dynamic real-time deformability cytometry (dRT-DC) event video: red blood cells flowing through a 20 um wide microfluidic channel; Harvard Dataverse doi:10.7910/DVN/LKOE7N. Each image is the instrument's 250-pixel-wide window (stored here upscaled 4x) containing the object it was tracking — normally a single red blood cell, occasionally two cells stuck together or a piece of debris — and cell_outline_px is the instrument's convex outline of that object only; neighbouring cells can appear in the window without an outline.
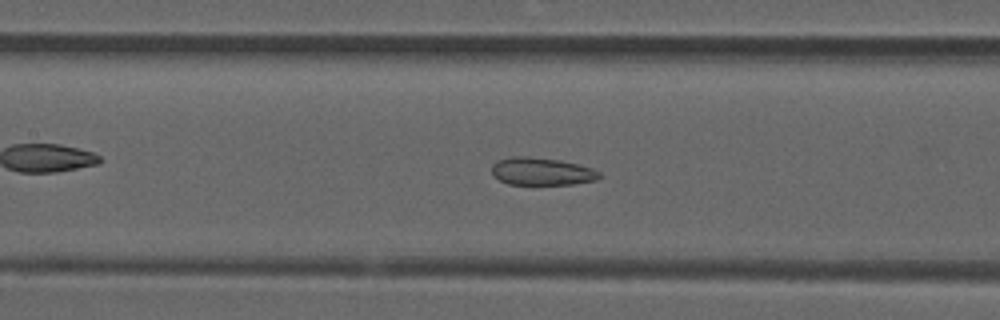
{"species": "common noctule bat (a hibernating species)", "species_latin": "Nyctalus noctula", "temperature_condition": "room temperature", "stored_images_in_passage": 40, "camera_frame_rate_fps": 3000, "um_per_image_px": 0.085, "animal": {"sex": "male", "forearm_length_mm": 52.5}, "frame": {"image": 1, "passage_image": 11, "time_ms": 3.333, "image_size_px": [1000, 320], "cell_outline_px": [[604, 176], [596, 180], [572, 184], [508, 184], [492, 176], [492, 164], [496, 160], [512, 156], [524, 156], [560, 160], [592, 168], [600, 172]], "centroid_in_image_um": [46.03, 14.57], "position_along_channel_um": 161.4, "area_um2": 17.4}}
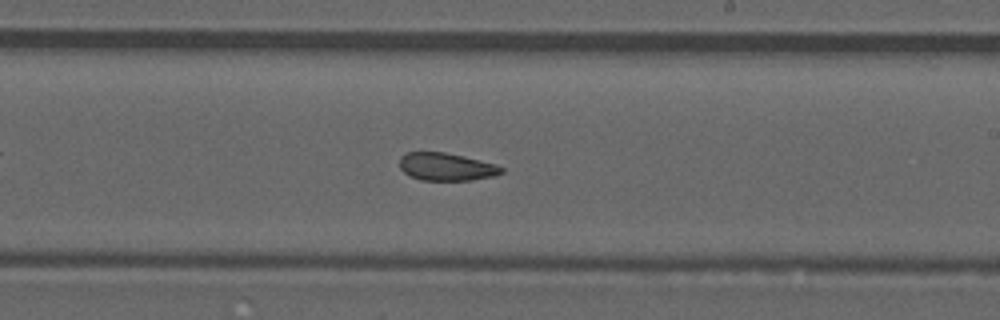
{"frame": {"image": 2, "passage_image": 18, "time_ms": 5.667, "image_size_px": [1000, 320], "cell_outline_px": [[504, 172], [496, 176], [472, 180], [420, 180], [408, 176], [400, 168], [400, 156], [408, 152], [444, 152], [480, 160], [496, 164], [504, 168]], "centroid_in_image_um": [37.95, 14.18], "position_along_channel_um": 251.1, "area_um2": 16.59}}
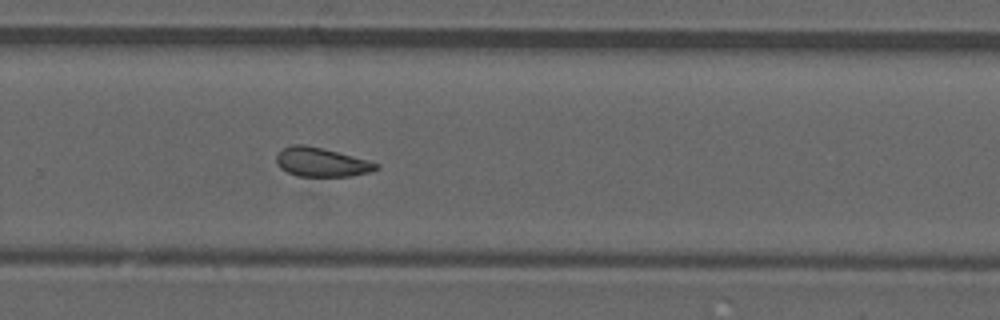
{"frame": {"image": 3, "passage_image": 22, "time_ms": 7.0, "image_size_px": [1000, 320], "cell_outline_px": [[380, 168], [372, 172], [352, 176], [296, 176], [280, 168], [276, 160], [276, 156], [284, 148], [292, 144], [304, 144], [368, 160], [380, 164]], "centroid_in_image_um": [27.35, 13.8], "position_along_channel_um": 302.4, "area_um2": 16.76}, "authors_computed_cell_mechanics": {"area_um2": 17.3689, "velocity_mm_per_s": 3.8694, "shape_relaxation_time_tau1_ms": null, "shape_relaxation_time_tau2_ms": 1.5671, "deformation_change_tau1": null, "deformation_change_tau2": 0.0774}}